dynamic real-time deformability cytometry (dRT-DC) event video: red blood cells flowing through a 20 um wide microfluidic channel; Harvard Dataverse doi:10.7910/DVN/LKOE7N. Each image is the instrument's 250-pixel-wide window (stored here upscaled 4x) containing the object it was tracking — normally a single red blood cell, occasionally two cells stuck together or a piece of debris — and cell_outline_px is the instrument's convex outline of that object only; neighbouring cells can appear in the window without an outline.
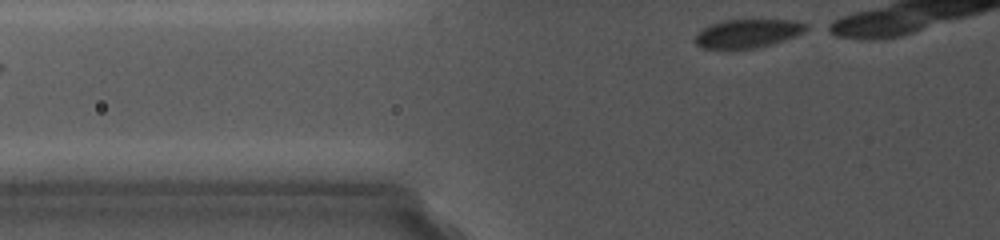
{"species": "common noctule bat (a hibernating species)", "species_latin": "Nyctalus noctula", "temperature_condition": "cold", "stored_images_in_passage": 5, "segment_of_instrument_passage": [2, 2], "camera_frame_rate_fps": 5000, "um_per_image_px": 0.085, "animal": {"sex": "female", "body_mass_g": 19.0, "forearm_length_mm": 56.7}, "frame": {"image": 1, "passage_image": 5, "time_ms": 4.2, "image_size_px": [1000, 240], "cell_outline_px": [[812, 28], [804, 32], [772, 44], [760, 48], [732, 52], [700, 48], [696, 44], [696, 36], [708, 24], [724, 20], [792, 20], [808, 24]], "centroid_in_image_um": [63.53, 2.89], "position_along_channel_um": 62.3, "area_um2": 19.25}}